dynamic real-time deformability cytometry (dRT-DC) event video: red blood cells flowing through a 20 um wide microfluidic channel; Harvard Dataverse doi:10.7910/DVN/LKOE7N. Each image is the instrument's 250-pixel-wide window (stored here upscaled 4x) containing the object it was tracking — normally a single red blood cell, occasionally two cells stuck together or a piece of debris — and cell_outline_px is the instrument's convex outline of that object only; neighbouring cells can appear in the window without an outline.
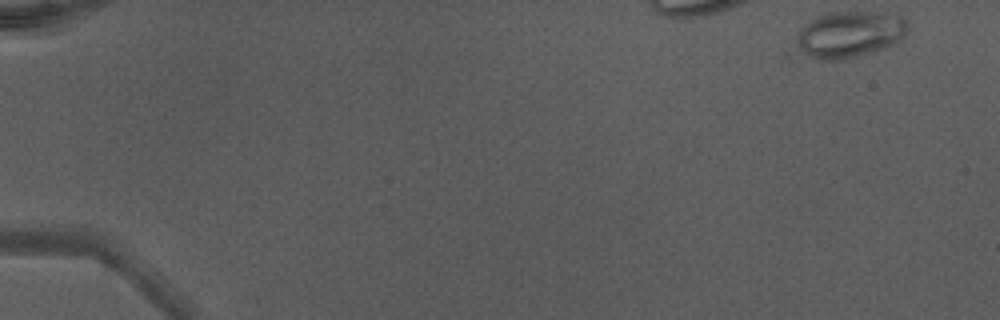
{"species": "Egyptian fruit bat (a non-hibernating species)", "species_latin": "Rousettus aegyptiacus", "temperature_condition": "warm", "stored_images_in_passage": 29, "camera_frame_rate_fps": 3000, "um_per_image_px": 0.085, "animal": {"sex": "male"}, "frame": {"image": 1, "passage_image": 1, "time_ms": 0.0, "image_size_px": [1000, 320], "cell_outline_px": [[908, 32], [900, 40], [884, 48], [856, 56], [840, 60], [824, 60], [812, 56], [800, 48], [796, 44], [796, 36], [800, 28], [816, 16], [828, 12], [872, 12], [900, 16], [908, 24]], "centroid_in_image_um": [72.22, 2.9], "position_along_channel_um": 12.8, "area_um2": 29.71}}
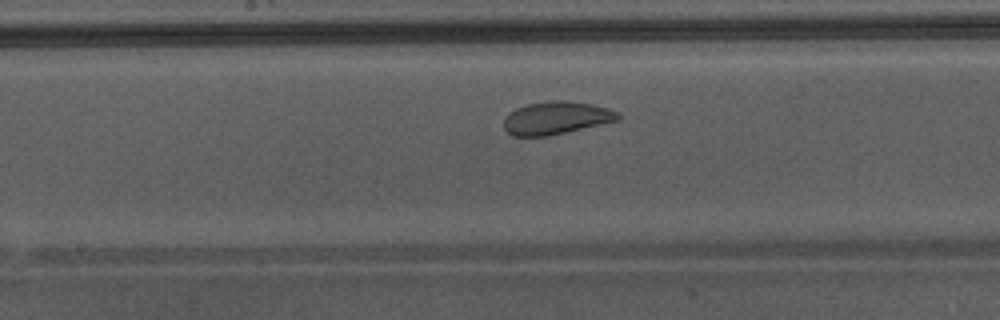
{"frame": {"image": 2, "passage_image": 21, "time_ms": 6.667, "image_size_px": [1000, 320], "cell_outline_px": [[620, 120], [548, 136], [512, 136], [504, 128], [504, 120], [508, 112], [516, 108], [528, 104], [552, 100], [568, 100], [592, 104], [608, 108], [616, 112], [620, 116]], "centroid_in_image_um": [47.26, 10.02], "position_along_channel_um": 200.9, "area_um2": 21.85}}
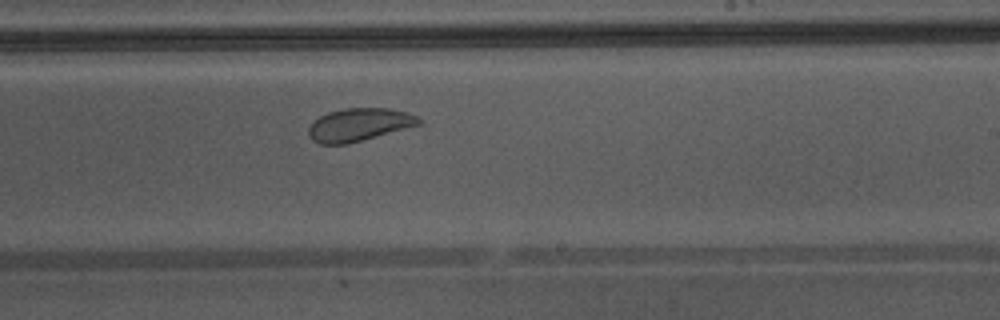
{"frame": {"image": 3, "passage_image": 25, "time_ms": 8.0, "image_size_px": [1000, 320], "cell_outline_px": [[424, 124], [348, 144], [320, 144], [312, 140], [308, 136], [308, 128], [320, 116], [328, 112], [344, 108], [388, 108], [408, 112], [424, 120]], "centroid_in_image_um": [30.57, 10.6], "position_along_channel_um": 258.4, "area_um2": 21.39}}